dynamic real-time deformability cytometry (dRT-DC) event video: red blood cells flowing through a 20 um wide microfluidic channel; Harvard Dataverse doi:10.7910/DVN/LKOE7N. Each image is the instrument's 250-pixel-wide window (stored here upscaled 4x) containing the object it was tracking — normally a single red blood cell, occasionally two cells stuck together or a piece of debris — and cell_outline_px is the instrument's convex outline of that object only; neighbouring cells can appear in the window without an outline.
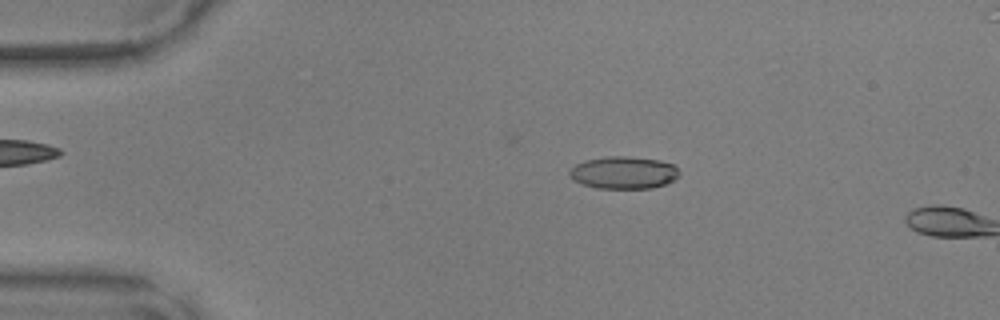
{"species": "common noctule bat (a hibernating species)", "species_latin": "Nyctalus noctula", "temperature_condition": "warm", "stored_images_in_passage": 10, "camera_frame_rate_fps": 3000, "um_per_image_px": 0.085, "animal": {"sex": "male", "body_mass_g": 17.9, "forearm_length_mm": 54.2}, "frame": {"image": 1, "passage_image": 9, "time_ms": 2.667, "image_size_px": [1000, 320], "cell_outline_px": [[680, 176], [668, 184], [652, 188], [596, 188], [572, 180], [568, 172], [576, 164], [584, 160], [608, 156], [624, 156], [660, 160], [672, 164], [680, 172]], "centroid_in_image_um": [53.03, 14.67], "position_along_channel_um": 32.0, "area_um2": 20.81}}